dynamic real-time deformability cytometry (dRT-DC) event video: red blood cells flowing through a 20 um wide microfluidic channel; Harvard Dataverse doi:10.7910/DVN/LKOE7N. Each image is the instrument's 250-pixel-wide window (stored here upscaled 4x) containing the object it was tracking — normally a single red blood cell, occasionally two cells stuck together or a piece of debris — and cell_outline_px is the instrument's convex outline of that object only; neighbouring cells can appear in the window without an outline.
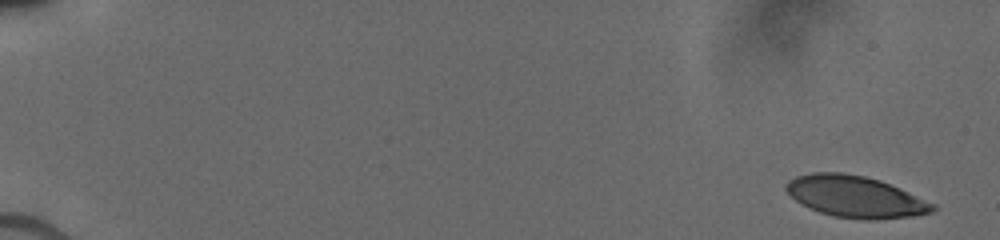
{"species": "human", "species_latin": "Homo sapiens", "temperature_condition": "cold", "stored_images_in_passage": 7, "camera_frame_rate_fps": 3000, "um_per_image_px": 0.085, "donor": {"sex": "male"}, "frame": {"image": 1, "passage_image": 1, "time_ms": 0.0, "image_size_px": [1000, 240], "cell_outline_px": [[936, 208], [932, 212], [912, 216], [876, 220], [864, 220], [832, 216], [820, 212], [796, 200], [784, 188], [784, 184], [788, 180], [796, 176], [812, 172], [840, 172], [864, 176], [880, 180], [900, 188], [936, 204]], "centroid_in_image_um": [72.72, 16.71], "position_along_channel_um": 12.3, "area_um2": 35.49}}
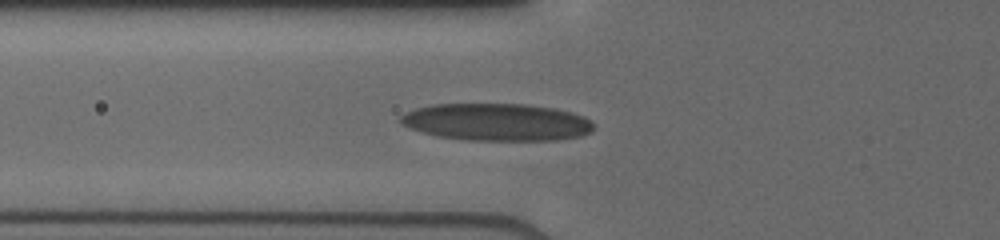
{"frame": {"image": 2, "passage_image": 7, "time_ms": 6.333, "image_size_px": [1000, 240], "cell_outline_px": [[592, 132], [580, 136], [556, 140], [468, 140], [436, 136], [420, 132], [408, 128], [400, 124], [400, 116], [416, 108], [432, 104], [524, 104], [552, 108], [572, 112], [584, 116], [592, 120]], "centroid_in_image_um": [42.2, 10.38], "position_along_channel_um": 83.6, "area_um2": 42.14}}